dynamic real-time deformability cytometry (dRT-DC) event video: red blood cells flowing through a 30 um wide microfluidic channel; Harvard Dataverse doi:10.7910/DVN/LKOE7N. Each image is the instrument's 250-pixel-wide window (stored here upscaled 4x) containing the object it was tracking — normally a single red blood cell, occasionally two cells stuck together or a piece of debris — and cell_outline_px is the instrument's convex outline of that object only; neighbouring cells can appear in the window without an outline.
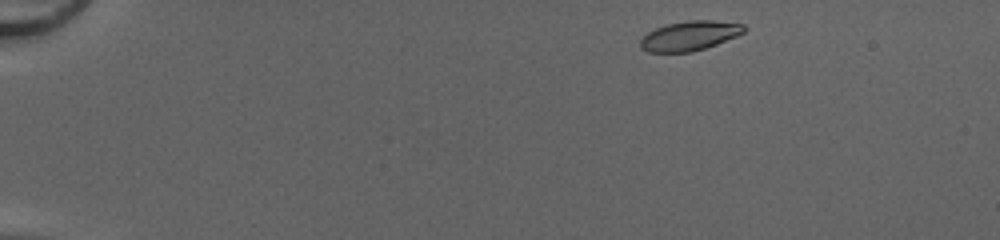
{"species": "common noctule bat (a hibernating species)", "species_latin": "Nyctalus noctula", "temperature_condition": "cold", "stored_images_in_passage": 43, "camera_frame_rate_fps": 3000, "um_per_image_px": 0.085, "animal": {"sex": "female", "body_mass_g": 20.0, "forearm_length_mm": 54.0}, "frame": {"image": 1, "passage_image": 1, "time_ms": 0.0, "image_size_px": [1000, 240], "cell_outline_px": [[748, 28], [744, 32], [736, 36], [716, 44], [692, 52], [648, 52], [640, 48], [640, 40], [648, 32], [656, 28], [668, 24], [688, 20], [712, 20], [744, 24]], "centroid_in_image_um": [58.63, 3.04], "position_along_channel_um": 26.4, "area_um2": 17.8}}
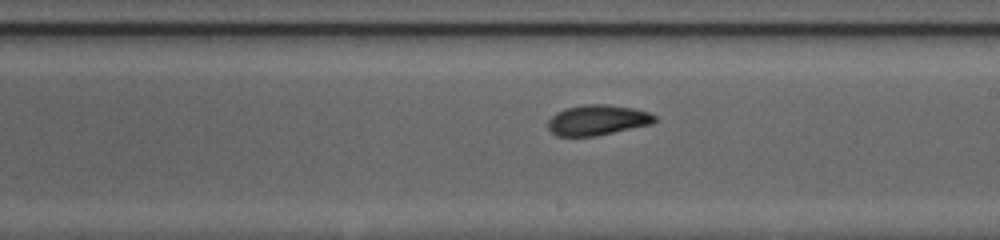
{"frame": {"image": 2, "passage_image": 24, "time_ms": 7.667, "image_size_px": [1000, 240], "cell_outline_px": [[656, 120], [652, 124], [596, 136], [556, 136], [548, 128], [548, 120], [556, 112], [568, 108], [584, 104], [608, 104], [632, 108], [648, 112], [656, 116]], "centroid_in_image_um": [50.78, 10.21], "position_along_channel_um": 238.2, "area_um2": 18.84}}
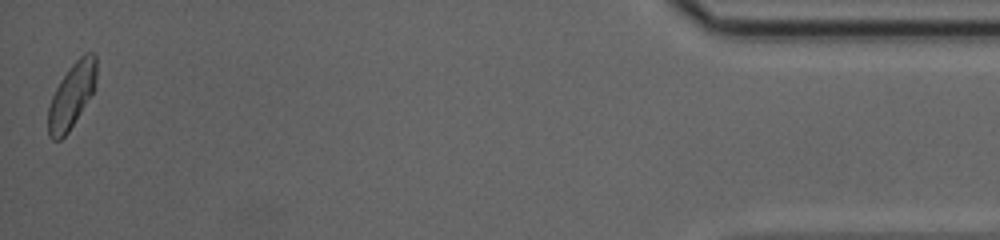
{"frame": {"image": 3, "passage_image": 43, "time_ms": 14.0, "image_size_px": [1000, 240], "cell_outline_px": [[96, 88], [68, 132], [60, 140], [52, 140], [48, 136], [48, 108], [52, 96], [60, 80], [68, 68], [84, 52], [96, 52]], "centroid_in_image_um": [6.1, 8.1], "position_along_channel_um": 429.1, "area_um2": 18.44}, "authors_computed_cell_mechanics": {"area_um2": 18.6116, "velocity_mm_per_s": 4.2263, "shape_relaxation_time_tau1_ms": 3.8441, "shape_relaxation_time_tau2_ms": 1.8615, "deformation_change_tau1": 0.1609, "deformation_change_tau2": 0.0639}}